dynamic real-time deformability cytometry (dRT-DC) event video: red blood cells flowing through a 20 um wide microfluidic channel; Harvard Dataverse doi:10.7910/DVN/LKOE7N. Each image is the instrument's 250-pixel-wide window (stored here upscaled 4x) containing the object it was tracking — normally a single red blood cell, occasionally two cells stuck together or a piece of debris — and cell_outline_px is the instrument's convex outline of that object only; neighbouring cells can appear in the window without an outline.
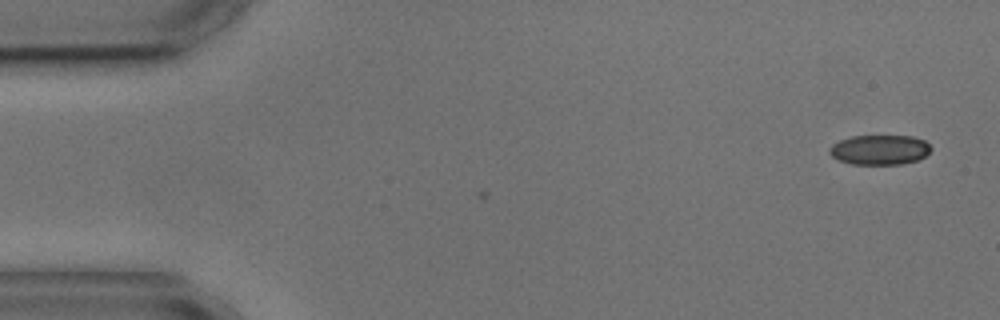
{"species": "common noctule bat (a hibernating species)", "species_latin": "Nyctalus noctula", "temperature_condition": "cold", "stored_images_in_passage": 3, "camera_frame_rate_fps": 3000, "um_per_image_px": 0.085, "animal": {"sex": "male", "body_mass_g": 17.9, "forearm_length_mm": 54.2}, "frame": {"image": 1, "passage_image": 3, "time_ms": 2.333, "image_size_px": [1000, 320], "cell_outline_px": [[932, 148], [924, 156], [916, 160], [904, 164], [852, 164], [840, 160], [832, 156], [828, 152], [828, 148], [832, 144], [840, 140], [852, 136], [912, 136], [924, 140]], "centroid_in_image_um": [74.75, 12.73], "position_along_channel_um": 10.2, "area_um2": 17.57}}